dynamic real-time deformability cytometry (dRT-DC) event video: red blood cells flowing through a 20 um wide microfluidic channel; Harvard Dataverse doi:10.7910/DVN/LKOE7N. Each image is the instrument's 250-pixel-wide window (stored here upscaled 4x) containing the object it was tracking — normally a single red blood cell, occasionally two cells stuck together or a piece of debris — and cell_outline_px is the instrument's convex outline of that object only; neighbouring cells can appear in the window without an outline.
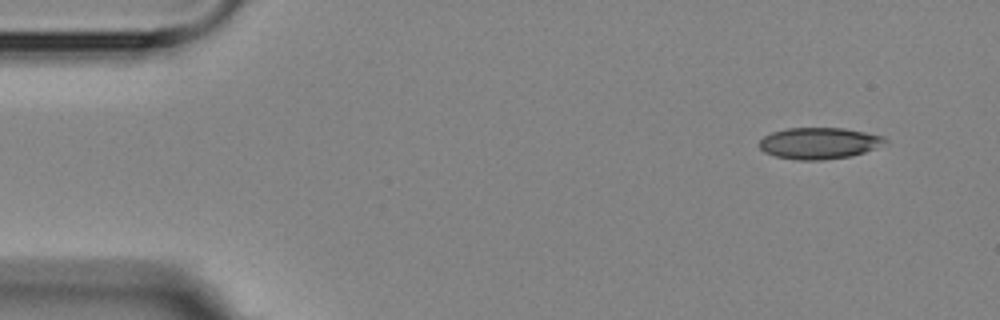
{"species": "Egyptian fruit bat (a non-hibernating species)", "species_latin": "Rousettus aegyptiacus", "temperature_condition": "room temperature", "stored_images_in_passage": 2, "camera_frame_rate_fps": 3000, "um_per_image_px": 0.085, "animal": {"sex": "female"}, "frame": {"image": 1, "passage_image": 1, "time_ms": 0.0, "image_size_px": [1000, 320], "cell_outline_px": [[888, 140], [864, 152], [852, 156], [820, 160], [796, 160], [776, 156], [764, 152], [760, 148], [760, 140], [764, 136], [772, 132], [788, 128], [844, 128], [884, 136]], "centroid_in_image_um": [69.59, 12.17], "position_along_channel_um": 15.4, "area_um2": 22.77}}